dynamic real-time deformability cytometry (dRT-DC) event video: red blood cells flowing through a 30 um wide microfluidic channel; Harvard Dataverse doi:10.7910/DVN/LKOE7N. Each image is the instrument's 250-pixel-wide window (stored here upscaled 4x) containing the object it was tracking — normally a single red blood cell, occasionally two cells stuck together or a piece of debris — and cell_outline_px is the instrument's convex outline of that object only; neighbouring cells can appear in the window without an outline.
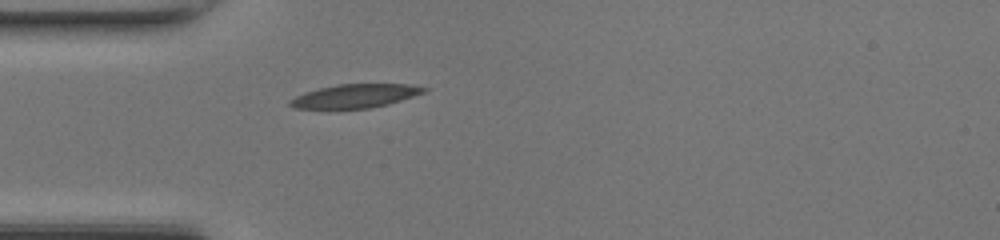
{"species": "common noctule bat (a hibernating species)", "species_latin": "Nyctalus noctula", "temperature_condition": "room temperature", "stored_images_in_passage": 35, "camera_frame_rate_fps": 3000, "um_per_image_px": 0.085, "animal": {"sex": "female", "body_mass_g": 17.0, "forearm_length_mm": 48.0}, "frame": {"image": 1, "passage_image": 1, "time_ms": 0.0, "image_size_px": [1000, 240], "cell_outline_px": [[428, 88], [424, 92], [388, 104], [368, 108], [296, 108], [288, 104], [288, 100], [296, 96], [320, 88], [340, 84], [404, 84]], "centroid_in_image_um": [30.17, 8.15], "position_along_channel_um": 54.8, "area_um2": 17.92}}
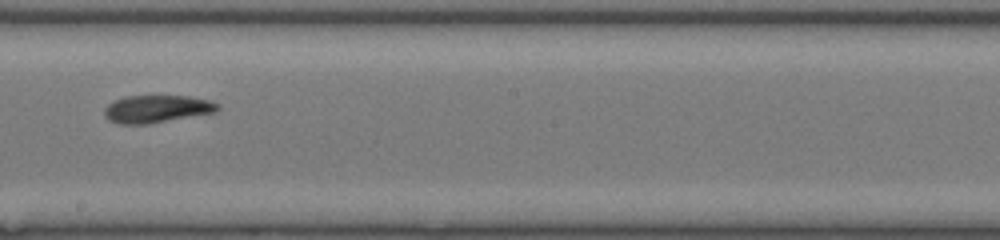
{"frame": {"image": 2, "passage_image": 14, "time_ms": 4.333, "image_size_px": [1000, 240], "cell_outline_px": [[220, 108], [216, 112], [148, 124], [120, 124], [108, 120], [104, 116], [104, 108], [108, 104], [116, 100], [128, 96], [188, 96], [208, 100], [220, 104]], "centroid_in_image_um": [13.33, 9.26], "position_along_channel_um": 234.9, "area_um2": 18.15}}
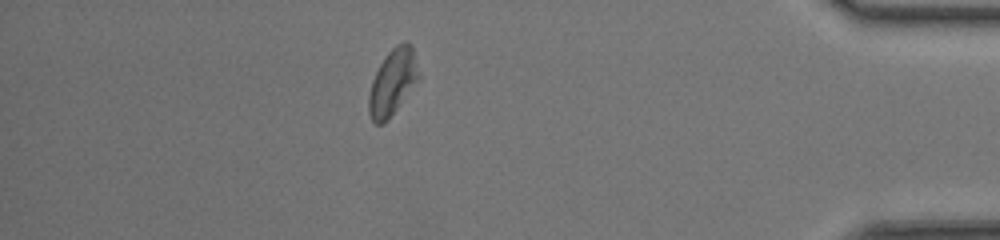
{"frame": {"image": 3, "passage_image": 29, "time_ms": 9.333, "image_size_px": [1000, 240], "cell_outline_px": [[420, 76], [388, 120], [384, 124], [376, 124], [372, 120], [368, 112], [368, 96], [372, 80], [380, 64], [388, 52], [396, 44], [404, 40], [412, 48]], "centroid_in_image_um": [33.34, 7.0], "position_along_channel_um": 401.9, "area_um2": 18.84}, "authors_computed_cell_mechanics": {"area_um2": 18.5538, "velocity_mm_per_s": 4.279, "shape_relaxation_time_tau1_ms": 4.9183, "shape_relaxation_time_tau2_ms": 3.6946, "deformation_change_tau1": 0.1499, "deformation_change_tau2": 0.0945}}